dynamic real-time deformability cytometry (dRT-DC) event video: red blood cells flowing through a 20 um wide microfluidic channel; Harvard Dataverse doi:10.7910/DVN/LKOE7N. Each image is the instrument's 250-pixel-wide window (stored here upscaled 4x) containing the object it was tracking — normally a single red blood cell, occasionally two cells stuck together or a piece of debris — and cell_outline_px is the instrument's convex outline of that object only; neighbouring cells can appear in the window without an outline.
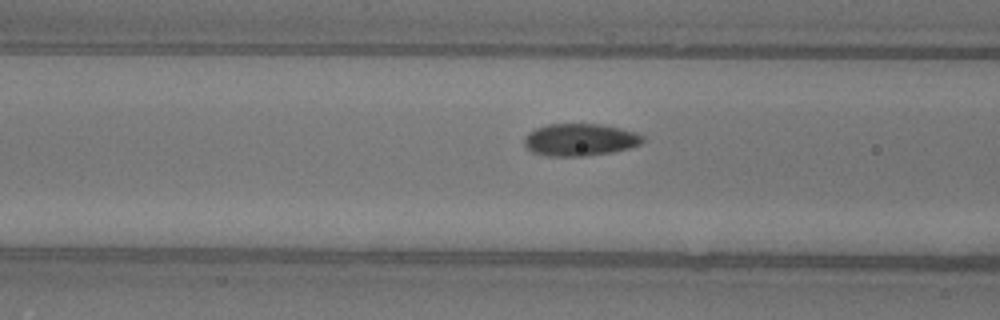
{"species": "common noctule bat (a hibernating species)", "species_latin": "Nyctalus noctula", "temperature_condition": "warm", "stored_images_in_passage": 14, "camera_frame_rate_fps": 3000, "um_per_image_px": 0.085, "animal": {"sex": "female"}, "frame": {"image": 1, "passage_image": 12, "time_ms": 3.667, "image_size_px": [1000, 320], "cell_outline_px": [[644, 140], [640, 144], [628, 148], [612, 152], [584, 156], [548, 156], [532, 152], [524, 144], [524, 136], [528, 132], [536, 128], [548, 124], [600, 124], [620, 128], [636, 132], [644, 136]], "centroid_in_image_um": [49.29, 11.87], "position_along_channel_um": 117.3, "area_um2": 22.31}}